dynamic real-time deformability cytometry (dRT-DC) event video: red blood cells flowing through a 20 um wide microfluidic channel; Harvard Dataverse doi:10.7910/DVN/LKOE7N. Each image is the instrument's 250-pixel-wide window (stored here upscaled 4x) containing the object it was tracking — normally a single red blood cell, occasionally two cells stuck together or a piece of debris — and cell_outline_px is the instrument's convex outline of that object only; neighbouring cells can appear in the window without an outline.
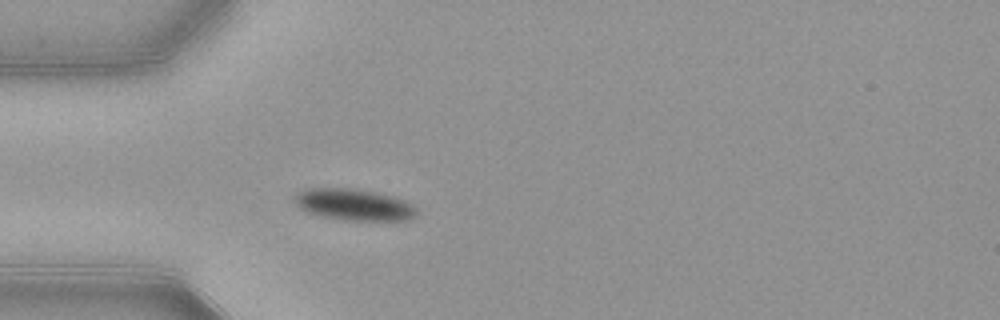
{"species": "common noctule bat (a hibernating species)", "species_latin": "Nyctalus noctula", "temperature_condition": "warm", "stored_images_in_passage": 39, "camera_frame_rate_fps": 3000, "um_per_image_px": 0.085, "animal": {"sex": "female", "body_mass_g": 21.9}, "frame": {"image": 1, "passage_image": 1, "time_ms": 0.0, "image_size_px": [1000, 320], "cell_outline_px": [[420, 212], [408, 220], [344, 220], [320, 216], [308, 212], [300, 208], [296, 204], [292, 196], [296, 192], [304, 188], [356, 188], [376, 192], [392, 196], [404, 200], [412, 204]], "centroid_in_image_um": [30.06, 17.38], "position_along_channel_um": 54.9, "area_um2": 22.72}}
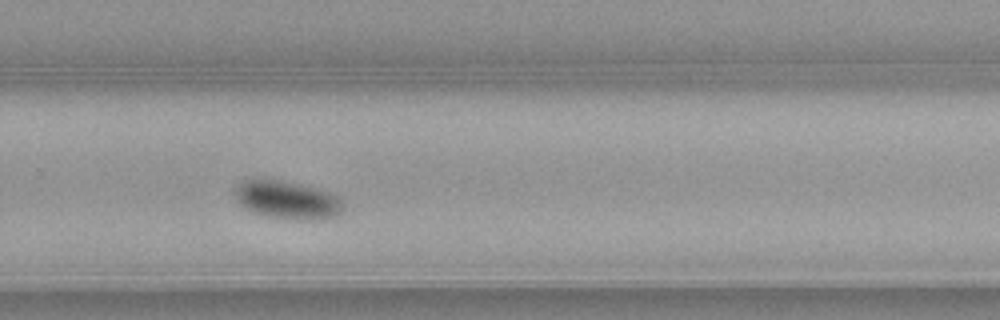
{"frame": {"image": 2, "passage_image": 21, "time_ms": 6.667, "image_size_px": [1000, 320], "cell_outline_px": [[344, 208], [336, 216], [272, 216], [252, 212], [244, 208], [240, 204], [236, 196], [236, 188], [240, 180], [252, 176], [264, 176], [300, 184], [332, 192], [344, 204]], "centroid_in_image_um": [24.3, 16.86], "position_along_channel_um": 305.5, "area_um2": 23.47}}
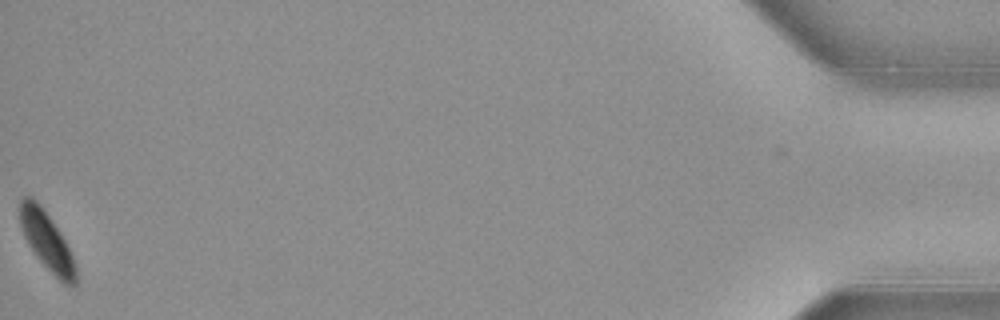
{"frame": {"image": 3, "passage_image": 39, "time_ms": 12.667, "image_size_px": [1000, 320], "cell_outline_px": [[76, 284], [64, 284], [36, 256], [28, 244], [24, 236], [20, 224], [20, 200], [24, 196], [32, 196], [40, 204], [60, 232], [76, 264]], "centroid_in_image_um": [3.96, 20.45], "position_along_channel_um": 431.2, "area_um2": 18.5}, "authors_computed_cell_mechanics": {"area_um2": 23.4668, "velocity_mm_per_s": 3.8406, "shape_relaxation_time_tau1_ms": 2.4037, "shape_relaxation_time_tau2_ms": null, "deformation_change_tau1": 0.1132, "deformation_change_tau2": null}}